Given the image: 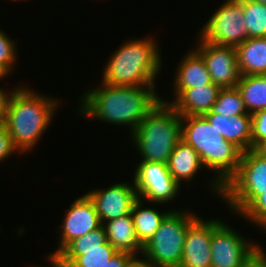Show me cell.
<instances>
[{"label":"cell","instance_id":"cell-16","mask_svg":"<svg viewBox=\"0 0 266 267\" xmlns=\"http://www.w3.org/2000/svg\"><path fill=\"white\" fill-rule=\"evenodd\" d=\"M203 116L225 140L235 144L243 152L252 149V114L237 116L204 114Z\"/></svg>","mask_w":266,"mask_h":267},{"label":"cell","instance_id":"cell-8","mask_svg":"<svg viewBox=\"0 0 266 267\" xmlns=\"http://www.w3.org/2000/svg\"><path fill=\"white\" fill-rule=\"evenodd\" d=\"M198 34L210 43L236 48L247 37L240 0H225Z\"/></svg>","mask_w":266,"mask_h":267},{"label":"cell","instance_id":"cell-1","mask_svg":"<svg viewBox=\"0 0 266 267\" xmlns=\"http://www.w3.org/2000/svg\"><path fill=\"white\" fill-rule=\"evenodd\" d=\"M100 88L86 91L80 113L114 125L130 126L131 134L162 99L155 86H114L102 83Z\"/></svg>","mask_w":266,"mask_h":267},{"label":"cell","instance_id":"cell-5","mask_svg":"<svg viewBox=\"0 0 266 267\" xmlns=\"http://www.w3.org/2000/svg\"><path fill=\"white\" fill-rule=\"evenodd\" d=\"M181 124V115L160 100L131 134L141 161L167 164L181 140Z\"/></svg>","mask_w":266,"mask_h":267},{"label":"cell","instance_id":"cell-21","mask_svg":"<svg viewBox=\"0 0 266 267\" xmlns=\"http://www.w3.org/2000/svg\"><path fill=\"white\" fill-rule=\"evenodd\" d=\"M116 253L107 241L101 248L62 249L56 256L71 267H103Z\"/></svg>","mask_w":266,"mask_h":267},{"label":"cell","instance_id":"cell-34","mask_svg":"<svg viewBox=\"0 0 266 267\" xmlns=\"http://www.w3.org/2000/svg\"><path fill=\"white\" fill-rule=\"evenodd\" d=\"M124 267H152L151 263L147 260V258L145 257V259L143 258H137L136 256H132L127 263L125 264Z\"/></svg>","mask_w":266,"mask_h":267},{"label":"cell","instance_id":"cell-24","mask_svg":"<svg viewBox=\"0 0 266 267\" xmlns=\"http://www.w3.org/2000/svg\"><path fill=\"white\" fill-rule=\"evenodd\" d=\"M248 38L266 37V5L240 0Z\"/></svg>","mask_w":266,"mask_h":267},{"label":"cell","instance_id":"cell-38","mask_svg":"<svg viewBox=\"0 0 266 267\" xmlns=\"http://www.w3.org/2000/svg\"><path fill=\"white\" fill-rule=\"evenodd\" d=\"M266 155V148L261 150Z\"/></svg>","mask_w":266,"mask_h":267},{"label":"cell","instance_id":"cell-17","mask_svg":"<svg viewBox=\"0 0 266 267\" xmlns=\"http://www.w3.org/2000/svg\"><path fill=\"white\" fill-rule=\"evenodd\" d=\"M106 222L103 225L106 230L107 241L117 252H125L132 256L138 255V253L143 254V246L137 239L131 214Z\"/></svg>","mask_w":266,"mask_h":267},{"label":"cell","instance_id":"cell-18","mask_svg":"<svg viewBox=\"0 0 266 267\" xmlns=\"http://www.w3.org/2000/svg\"><path fill=\"white\" fill-rule=\"evenodd\" d=\"M168 170L174 181L181 186V182L190 181L204 167L198 153L184 140H180L167 163Z\"/></svg>","mask_w":266,"mask_h":267},{"label":"cell","instance_id":"cell-32","mask_svg":"<svg viewBox=\"0 0 266 267\" xmlns=\"http://www.w3.org/2000/svg\"><path fill=\"white\" fill-rule=\"evenodd\" d=\"M131 257V254L117 252L103 267H124Z\"/></svg>","mask_w":266,"mask_h":267},{"label":"cell","instance_id":"cell-10","mask_svg":"<svg viewBox=\"0 0 266 267\" xmlns=\"http://www.w3.org/2000/svg\"><path fill=\"white\" fill-rule=\"evenodd\" d=\"M247 239L218 219H213L211 267H239L259 245Z\"/></svg>","mask_w":266,"mask_h":267},{"label":"cell","instance_id":"cell-37","mask_svg":"<svg viewBox=\"0 0 266 267\" xmlns=\"http://www.w3.org/2000/svg\"><path fill=\"white\" fill-rule=\"evenodd\" d=\"M252 1H255V2H258V3H262V4L266 5V0H252Z\"/></svg>","mask_w":266,"mask_h":267},{"label":"cell","instance_id":"cell-20","mask_svg":"<svg viewBox=\"0 0 266 267\" xmlns=\"http://www.w3.org/2000/svg\"><path fill=\"white\" fill-rule=\"evenodd\" d=\"M178 64L174 88H197L211 84L210 73L203 58L195 51H188Z\"/></svg>","mask_w":266,"mask_h":267},{"label":"cell","instance_id":"cell-28","mask_svg":"<svg viewBox=\"0 0 266 267\" xmlns=\"http://www.w3.org/2000/svg\"><path fill=\"white\" fill-rule=\"evenodd\" d=\"M266 148V109L252 114V149Z\"/></svg>","mask_w":266,"mask_h":267},{"label":"cell","instance_id":"cell-33","mask_svg":"<svg viewBox=\"0 0 266 267\" xmlns=\"http://www.w3.org/2000/svg\"><path fill=\"white\" fill-rule=\"evenodd\" d=\"M13 91L7 92L0 88V124H4L5 122L9 99Z\"/></svg>","mask_w":266,"mask_h":267},{"label":"cell","instance_id":"cell-31","mask_svg":"<svg viewBox=\"0 0 266 267\" xmlns=\"http://www.w3.org/2000/svg\"><path fill=\"white\" fill-rule=\"evenodd\" d=\"M239 267H266V254L258 245Z\"/></svg>","mask_w":266,"mask_h":267},{"label":"cell","instance_id":"cell-3","mask_svg":"<svg viewBox=\"0 0 266 267\" xmlns=\"http://www.w3.org/2000/svg\"><path fill=\"white\" fill-rule=\"evenodd\" d=\"M58 100L37 94L26 86L16 87L9 99L5 127L19 154L37 144L50 125Z\"/></svg>","mask_w":266,"mask_h":267},{"label":"cell","instance_id":"cell-9","mask_svg":"<svg viewBox=\"0 0 266 267\" xmlns=\"http://www.w3.org/2000/svg\"><path fill=\"white\" fill-rule=\"evenodd\" d=\"M138 198L154 204H164L178 195L180 186L171 176L167 164L140 161L134 173Z\"/></svg>","mask_w":266,"mask_h":267},{"label":"cell","instance_id":"cell-13","mask_svg":"<svg viewBox=\"0 0 266 267\" xmlns=\"http://www.w3.org/2000/svg\"><path fill=\"white\" fill-rule=\"evenodd\" d=\"M62 221L61 239L56 252L50 254L56 256L70 241L90 233L102 225L93 202L84 194L74 200L70 209L66 210Z\"/></svg>","mask_w":266,"mask_h":267},{"label":"cell","instance_id":"cell-22","mask_svg":"<svg viewBox=\"0 0 266 267\" xmlns=\"http://www.w3.org/2000/svg\"><path fill=\"white\" fill-rule=\"evenodd\" d=\"M142 199L138 198L132 207L131 215L137 239L144 246L160 227L163 219L172 211L160 213L156 209L142 208Z\"/></svg>","mask_w":266,"mask_h":267},{"label":"cell","instance_id":"cell-27","mask_svg":"<svg viewBox=\"0 0 266 267\" xmlns=\"http://www.w3.org/2000/svg\"><path fill=\"white\" fill-rule=\"evenodd\" d=\"M252 224L266 230V190L259 195L241 214Z\"/></svg>","mask_w":266,"mask_h":267},{"label":"cell","instance_id":"cell-25","mask_svg":"<svg viewBox=\"0 0 266 267\" xmlns=\"http://www.w3.org/2000/svg\"><path fill=\"white\" fill-rule=\"evenodd\" d=\"M206 114H221L226 116L246 115L247 110L237 87L221 88L215 104Z\"/></svg>","mask_w":266,"mask_h":267},{"label":"cell","instance_id":"cell-2","mask_svg":"<svg viewBox=\"0 0 266 267\" xmlns=\"http://www.w3.org/2000/svg\"><path fill=\"white\" fill-rule=\"evenodd\" d=\"M181 123V139L198 153L205 168L217 173L211 188L222 197L223 187L238 171L243 151L225 140L204 116H181Z\"/></svg>","mask_w":266,"mask_h":267},{"label":"cell","instance_id":"cell-26","mask_svg":"<svg viewBox=\"0 0 266 267\" xmlns=\"http://www.w3.org/2000/svg\"><path fill=\"white\" fill-rule=\"evenodd\" d=\"M107 242V235L104 225L97 229L70 241L63 249H92L101 248L102 244Z\"/></svg>","mask_w":266,"mask_h":267},{"label":"cell","instance_id":"cell-7","mask_svg":"<svg viewBox=\"0 0 266 267\" xmlns=\"http://www.w3.org/2000/svg\"><path fill=\"white\" fill-rule=\"evenodd\" d=\"M266 190V155L261 150L243 152L237 173L226 183L222 199L241 214Z\"/></svg>","mask_w":266,"mask_h":267},{"label":"cell","instance_id":"cell-35","mask_svg":"<svg viewBox=\"0 0 266 267\" xmlns=\"http://www.w3.org/2000/svg\"><path fill=\"white\" fill-rule=\"evenodd\" d=\"M48 260L52 263V267H71L70 264L61 261L57 256L49 255Z\"/></svg>","mask_w":266,"mask_h":267},{"label":"cell","instance_id":"cell-12","mask_svg":"<svg viewBox=\"0 0 266 267\" xmlns=\"http://www.w3.org/2000/svg\"><path fill=\"white\" fill-rule=\"evenodd\" d=\"M93 202L102 224L106 221L131 214L134 202L138 199L134 183L123 182L107 189L91 190L86 194Z\"/></svg>","mask_w":266,"mask_h":267},{"label":"cell","instance_id":"cell-29","mask_svg":"<svg viewBox=\"0 0 266 267\" xmlns=\"http://www.w3.org/2000/svg\"><path fill=\"white\" fill-rule=\"evenodd\" d=\"M15 40H12L8 35L0 29V64L9 72L13 71L16 63V45Z\"/></svg>","mask_w":266,"mask_h":267},{"label":"cell","instance_id":"cell-23","mask_svg":"<svg viewBox=\"0 0 266 267\" xmlns=\"http://www.w3.org/2000/svg\"><path fill=\"white\" fill-rule=\"evenodd\" d=\"M247 113L254 114L266 109V74L241 75L236 85Z\"/></svg>","mask_w":266,"mask_h":267},{"label":"cell","instance_id":"cell-15","mask_svg":"<svg viewBox=\"0 0 266 267\" xmlns=\"http://www.w3.org/2000/svg\"><path fill=\"white\" fill-rule=\"evenodd\" d=\"M220 87L211 84L195 88H174L176 97L169 103L181 116H203L215 104Z\"/></svg>","mask_w":266,"mask_h":267},{"label":"cell","instance_id":"cell-6","mask_svg":"<svg viewBox=\"0 0 266 267\" xmlns=\"http://www.w3.org/2000/svg\"><path fill=\"white\" fill-rule=\"evenodd\" d=\"M196 214L171 211L161 222L153 237L143 246L142 256L152 267H179L183 256L188 227Z\"/></svg>","mask_w":266,"mask_h":267},{"label":"cell","instance_id":"cell-36","mask_svg":"<svg viewBox=\"0 0 266 267\" xmlns=\"http://www.w3.org/2000/svg\"><path fill=\"white\" fill-rule=\"evenodd\" d=\"M9 74H11V73L4 66H2L0 64V81H1L2 78H5Z\"/></svg>","mask_w":266,"mask_h":267},{"label":"cell","instance_id":"cell-30","mask_svg":"<svg viewBox=\"0 0 266 267\" xmlns=\"http://www.w3.org/2000/svg\"><path fill=\"white\" fill-rule=\"evenodd\" d=\"M18 152L15 147L12 137L10 136L8 129L4 124H0V162L5 161L8 156Z\"/></svg>","mask_w":266,"mask_h":267},{"label":"cell","instance_id":"cell-14","mask_svg":"<svg viewBox=\"0 0 266 267\" xmlns=\"http://www.w3.org/2000/svg\"><path fill=\"white\" fill-rule=\"evenodd\" d=\"M213 219L204 222L199 216L188 227L179 267H211Z\"/></svg>","mask_w":266,"mask_h":267},{"label":"cell","instance_id":"cell-19","mask_svg":"<svg viewBox=\"0 0 266 267\" xmlns=\"http://www.w3.org/2000/svg\"><path fill=\"white\" fill-rule=\"evenodd\" d=\"M235 49L240 75L266 74V37L247 38Z\"/></svg>","mask_w":266,"mask_h":267},{"label":"cell","instance_id":"cell-11","mask_svg":"<svg viewBox=\"0 0 266 267\" xmlns=\"http://www.w3.org/2000/svg\"><path fill=\"white\" fill-rule=\"evenodd\" d=\"M195 51L203 58L212 82L220 88L236 87L240 80L236 49L210 43L199 37Z\"/></svg>","mask_w":266,"mask_h":267},{"label":"cell","instance_id":"cell-4","mask_svg":"<svg viewBox=\"0 0 266 267\" xmlns=\"http://www.w3.org/2000/svg\"><path fill=\"white\" fill-rule=\"evenodd\" d=\"M153 37L125 41L104 67L102 83L114 86H155L161 54Z\"/></svg>","mask_w":266,"mask_h":267}]
</instances>
